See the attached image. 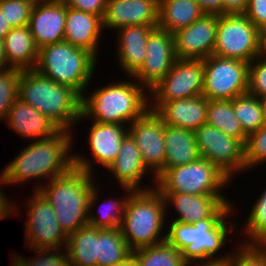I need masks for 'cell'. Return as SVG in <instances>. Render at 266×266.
<instances>
[{
	"instance_id": "6da1fadb",
	"label": "cell",
	"mask_w": 266,
	"mask_h": 266,
	"mask_svg": "<svg viewBox=\"0 0 266 266\" xmlns=\"http://www.w3.org/2000/svg\"><path fill=\"white\" fill-rule=\"evenodd\" d=\"M73 134L60 130L51 137L32 140L0 173L4 184L16 186L44 178L47 181L65 174L74 166Z\"/></svg>"
},
{
	"instance_id": "7a4b0ae2",
	"label": "cell",
	"mask_w": 266,
	"mask_h": 266,
	"mask_svg": "<svg viewBox=\"0 0 266 266\" xmlns=\"http://www.w3.org/2000/svg\"><path fill=\"white\" fill-rule=\"evenodd\" d=\"M129 78L130 81L120 79V82L97 87L87 94L88 97L84 94L81 123L84 119H91L98 123L129 126L142 117L150 109L149 91L132 76Z\"/></svg>"
},
{
	"instance_id": "3957f363",
	"label": "cell",
	"mask_w": 266,
	"mask_h": 266,
	"mask_svg": "<svg viewBox=\"0 0 266 266\" xmlns=\"http://www.w3.org/2000/svg\"><path fill=\"white\" fill-rule=\"evenodd\" d=\"M18 98L52 120L61 130L73 131L82 115V96L35 69L22 70Z\"/></svg>"
},
{
	"instance_id": "277c9868",
	"label": "cell",
	"mask_w": 266,
	"mask_h": 266,
	"mask_svg": "<svg viewBox=\"0 0 266 266\" xmlns=\"http://www.w3.org/2000/svg\"><path fill=\"white\" fill-rule=\"evenodd\" d=\"M94 175L73 166L65 174L47 181L46 185L40 182L32 189L39 190L52 205L60 228L67 237L88 225L89 197L97 183Z\"/></svg>"
},
{
	"instance_id": "5b68a950",
	"label": "cell",
	"mask_w": 266,
	"mask_h": 266,
	"mask_svg": "<svg viewBox=\"0 0 266 266\" xmlns=\"http://www.w3.org/2000/svg\"><path fill=\"white\" fill-rule=\"evenodd\" d=\"M230 219L205 218L194 224L170 221L168 222L170 225H167L168 229H165L167 230L166 241L182 252L188 264L228 260L231 253L219 252L227 244L229 238L227 236L238 227V223L233 221L229 223Z\"/></svg>"
},
{
	"instance_id": "8992f818",
	"label": "cell",
	"mask_w": 266,
	"mask_h": 266,
	"mask_svg": "<svg viewBox=\"0 0 266 266\" xmlns=\"http://www.w3.org/2000/svg\"><path fill=\"white\" fill-rule=\"evenodd\" d=\"M166 213L165 199L156 188L129 194L119 229L131 251L166 241Z\"/></svg>"
},
{
	"instance_id": "52a82bcc",
	"label": "cell",
	"mask_w": 266,
	"mask_h": 266,
	"mask_svg": "<svg viewBox=\"0 0 266 266\" xmlns=\"http://www.w3.org/2000/svg\"><path fill=\"white\" fill-rule=\"evenodd\" d=\"M97 59L91 52L61 41L39 49L35 70L83 96L93 80Z\"/></svg>"
},
{
	"instance_id": "ba28073f",
	"label": "cell",
	"mask_w": 266,
	"mask_h": 266,
	"mask_svg": "<svg viewBox=\"0 0 266 266\" xmlns=\"http://www.w3.org/2000/svg\"><path fill=\"white\" fill-rule=\"evenodd\" d=\"M232 180L216 165L199 157L192 163L164 170L156 178L159 192H176L191 195H224L223 189Z\"/></svg>"
},
{
	"instance_id": "9c48e42d",
	"label": "cell",
	"mask_w": 266,
	"mask_h": 266,
	"mask_svg": "<svg viewBox=\"0 0 266 266\" xmlns=\"http://www.w3.org/2000/svg\"><path fill=\"white\" fill-rule=\"evenodd\" d=\"M262 53V32L246 13L218 15L213 55L250 63Z\"/></svg>"
},
{
	"instance_id": "30bf717a",
	"label": "cell",
	"mask_w": 266,
	"mask_h": 266,
	"mask_svg": "<svg viewBox=\"0 0 266 266\" xmlns=\"http://www.w3.org/2000/svg\"><path fill=\"white\" fill-rule=\"evenodd\" d=\"M204 60L202 95L208 100H232L248 91L249 63L211 55Z\"/></svg>"
},
{
	"instance_id": "8fae6325",
	"label": "cell",
	"mask_w": 266,
	"mask_h": 266,
	"mask_svg": "<svg viewBox=\"0 0 266 266\" xmlns=\"http://www.w3.org/2000/svg\"><path fill=\"white\" fill-rule=\"evenodd\" d=\"M194 133L200 157L216 165L231 180L235 174L246 172L244 144L239 139L208 124L201 125Z\"/></svg>"
},
{
	"instance_id": "7c38bea8",
	"label": "cell",
	"mask_w": 266,
	"mask_h": 266,
	"mask_svg": "<svg viewBox=\"0 0 266 266\" xmlns=\"http://www.w3.org/2000/svg\"><path fill=\"white\" fill-rule=\"evenodd\" d=\"M35 192V193H34ZM26 202L25 240L29 249L66 248L67 236L62 232L52 205L39 190Z\"/></svg>"
},
{
	"instance_id": "4fadbf2b",
	"label": "cell",
	"mask_w": 266,
	"mask_h": 266,
	"mask_svg": "<svg viewBox=\"0 0 266 266\" xmlns=\"http://www.w3.org/2000/svg\"><path fill=\"white\" fill-rule=\"evenodd\" d=\"M204 60L179 59L171 70L150 91V103H166L202 95Z\"/></svg>"
},
{
	"instance_id": "5bb4252c",
	"label": "cell",
	"mask_w": 266,
	"mask_h": 266,
	"mask_svg": "<svg viewBox=\"0 0 266 266\" xmlns=\"http://www.w3.org/2000/svg\"><path fill=\"white\" fill-rule=\"evenodd\" d=\"M163 120L152 110L134 120L129 126V135L140 150L143 163L153 181L164 171L165 144Z\"/></svg>"
},
{
	"instance_id": "9a60e30c",
	"label": "cell",
	"mask_w": 266,
	"mask_h": 266,
	"mask_svg": "<svg viewBox=\"0 0 266 266\" xmlns=\"http://www.w3.org/2000/svg\"><path fill=\"white\" fill-rule=\"evenodd\" d=\"M89 127V151L90 158L78 153L73 155L74 166L93 174V165L96 164L103 166L107 169L109 165L115 160L120 150V146L125 137L129 134L127 125L122 124H109L91 122ZM91 159V160H90ZM95 162V163H93Z\"/></svg>"
},
{
	"instance_id": "2e32d148",
	"label": "cell",
	"mask_w": 266,
	"mask_h": 266,
	"mask_svg": "<svg viewBox=\"0 0 266 266\" xmlns=\"http://www.w3.org/2000/svg\"><path fill=\"white\" fill-rule=\"evenodd\" d=\"M176 60L173 34L157 26L148 37L143 65L132 77L150 91L171 70Z\"/></svg>"
},
{
	"instance_id": "e0dca14e",
	"label": "cell",
	"mask_w": 266,
	"mask_h": 266,
	"mask_svg": "<svg viewBox=\"0 0 266 266\" xmlns=\"http://www.w3.org/2000/svg\"><path fill=\"white\" fill-rule=\"evenodd\" d=\"M166 206L177 213L172 221L194 224L205 218H228L233 216V203L225 195H191L176 192H159Z\"/></svg>"
},
{
	"instance_id": "ac0fdd59",
	"label": "cell",
	"mask_w": 266,
	"mask_h": 266,
	"mask_svg": "<svg viewBox=\"0 0 266 266\" xmlns=\"http://www.w3.org/2000/svg\"><path fill=\"white\" fill-rule=\"evenodd\" d=\"M218 15L204 14L189 26L176 31L174 45L179 59H206L213 55Z\"/></svg>"
},
{
	"instance_id": "d6986e66",
	"label": "cell",
	"mask_w": 266,
	"mask_h": 266,
	"mask_svg": "<svg viewBox=\"0 0 266 266\" xmlns=\"http://www.w3.org/2000/svg\"><path fill=\"white\" fill-rule=\"evenodd\" d=\"M66 5L62 0H42L34 3L29 28L38 49L63 41Z\"/></svg>"
},
{
	"instance_id": "ffe728a7",
	"label": "cell",
	"mask_w": 266,
	"mask_h": 266,
	"mask_svg": "<svg viewBox=\"0 0 266 266\" xmlns=\"http://www.w3.org/2000/svg\"><path fill=\"white\" fill-rule=\"evenodd\" d=\"M159 0H106L102 26L118 30L132 25H158Z\"/></svg>"
},
{
	"instance_id": "44dd1931",
	"label": "cell",
	"mask_w": 266,
	"mask_h": 266,
	"mask_svg": "<svg viewBox=\"0 0 266 266\" xmlns=\"http://www.w3.org/2000/svg\"><path fill=\"white\" fill-rule=\"evenodd\" d=\"M208 99L203 95L166 103H150L165 125L195 131L206 124Z\"/></svg>"
},
{
	"instance_id": "7402d4cb",
	"label": "cell",
	"mask_w": 266,
	"mask_h": 266,
	"mask_svg": "<svg viewBox=\"0 0 266 266\" xmlns=\"http://www.w3.org/2000/svg\"><path fill=\"white\" fill-rule=\"evenodd\" d=\"M103 30L100 16L66 6L63 41L85 49L98 57Z\"/></svg>"
},
{
	"instance_id": "603a6c76",
	"label": "cell",
	"mask_w": 266,
	"mask_h": 266,
	"mask_svg": "<svg viewBox=\"0 0 266 266\" xmlns=\"http://www.w3.org/2000/svg\"><path fill=\"white\" fill-rule=\"evenodd\" d=\"M115 181L121 187L131 188L135 190H149L156 187L155 182L145 187L142 183L143 175L145 177L148 169L143 163L141 153L133 138L128 134L122 141L120 150L115 160L107 168Z\"/></svg>"
},
{
	"instance_id": "cb8c5ba5",
	"label": "cell",
	"mask_w": 266,
	"mask_h": 266,
	"mask_svg": "<svg viewBox=\"0 0 266 266\" xmlns=\"http://www.w3.org/2000/svg\"><path fill=\"white\" fill-rule=\"evenodd\" d=\"M157 26L132 25L117 30L116 59L127 77L132 76L143 65L148 37Z\"/></svg>"
},
{
	"instance_id": "d4e9b609",
	"label": "cell",
	"mask_w": 266,
	"mask_h": 266,
	"mask_svg": "<svg viewBox=\"0 0 266 266\" xmlns=\"http://www.w3.org/2000/svg\"><path fill=\"white\" fill-rule=\"evenodd\" d=\"M5 122L10 129L28 141L48 138L61 130L47 116L19 98L9 109Z\"/></svg>"
},
{
	"instance_id": "484cf974",
	"label": "cell",
	"mask_w": 266,
	"mask_h": 266,
	"mask_svg": "<svg viewBox=\"0 0 266 266\" xmlns=\"http://www.w3.org/2000/svg\"><path fill=\"white\" fill-rule=\"evenodd\" d=\"M164 170L196 161L200 155L194 131L164 125Z\"/></svg>"
},
{
	"instance_id": "4316f807",
	"label": "cell",
	"mask_w": 266,
	"mask_h": 266,
	"mask_svg": "<svg viewBox=\"0 0 266 266\" xmlns=\"http://www.w3.org/2000/svg\"><path fill=\"white\" fill-rule=\"evenodd\" d=\"M7 65L20 70L35 69L38 52L29 26L14 27L3 38Z\"/></svg>"
},
{
	"instance_id": "83f0119b",
	"label": "cell",
	"mask_w": 266,
	"mask_h": 266,
	"mask_svg": "<svg viewBox=\"0 0 266 266\" xmlns=\"http://www.w3.org/2000/svg\"><path fill=\"white\" fill-rule=\"evenodd\" d=\"M158 27L174 34L205 13L196 0H159Z\"/></svg>"
},
{
	"instance_id": "f1b7e54d",
	"label": "cell",
	"mask_w": 266,
	"mask_h": 266,
	"mask_svg": "<svg viewBox=\"0 0 266 266\" xmlns=\"http://www.w3.org/2000/svg\"><path fill=\"white\" fill-rule=\"evenodd\" d=\"M98 185H94L93 190L89 197V204H88V217L87 222L90 226L96 227V228H105V229H116L120 227L122 217L124 215V209L126 205V201L129 197V194L133 191L131 188L128 187H122L126 193V196H123V198L119 197L114 198H108L105 202L100 204V209L97 213H93V207L96 206L99 200V196L101 194L100 191H98ZM128 194V195H127ZM111 199V200H109ZM96 203V204H95ZM106 203V204H105ZM102 206V207H101ZM95 214V215H94Z\"/></svg>"
},
{
	"instance_id": "f546056e",
	"label": "cell",
	"mask_w": 266,
	"mask_h": 266,
	"mask_svg": "<svg viewBox=\"0 0 266 266\" xmlns=\"http://www.w3.org/2000/svg\"><path fill=\"white\" fill-rule=\"evenodd\" d=\"M98 228L89 224L67 237L70 266H97Z\"/></svg>"
},
{
	"instance_id": "4dcf8cb0",
	"label": "cell",
	"mask_w": 266,
	"mask_h": 266,
	"mask_svg": "<svg viewBox=\"0 0 266 266\" xmlns=\"http://www.w3.org/2000/svg\"><path fill=\"white\" fill-rule=\"evenodd\" d=\"M206 124L245 144L247 134L234 115L232 100H208Z\"/></svg>"
},
{
	"instance_id": "1f68e13d",
	"label": "cell",
	"mask_w": 266,
	"mask_h": 266,
	"mask_svg": "<svg viewBox=\"0 0 266 266\" xmlns=\"http://www.w3.org/2000/svg\"><path fill=\"white\" fill-rule=\"evenodd\" d=\"M131 253L119 228H98L97 266H112L123 261Z\"/></svg>"
},
{
	"instance_id": "d6a6232c",
	"label": "cell",
	"mask_w": 266,
	"mask_h": 266,
	"mask_svg": "<svg viewBox=\"0 0 266 266\" xmlns=\"http://www.w3.org/2000/svg\"><path fill=\"white\" fill-rule=\"evenodd\" d=\"M137 266H188L182 252L167 241L132 251Z\"/></svg>"
},
{
	"instance_id": "836d02e7",
	"label": "cell",
	"mask_w": 266,
	"mask_h": 266,
	"mask_svg": "<svg viewBox=\"0 0 266 266\" xmlns=\"http://www.w3.org/2000/svg\"><path fill=\"white\" fill-rule=\"evenodd\" d=\"M232 106L234 115L247 135L259 130L266 123L260 98L246 93L232 99Z\"/></svg>"
},
{
	"instance_id": "e575fe53",
	"label": "cell",
	"mask_w": 266,
	"mask_h": 266,
	"mask_svg": "<svg viewBox=\"0 0 266 266\" xmlns=\"http://www.w3.org/2000/svg\"><path fill=\"white\" fill-rule=\"evenodd\" d=\"M250 208L248 218L246 217L247 220L242 224L245 227L241 229L245 233L243 238H247L239 243L243 245H257L266 238V188Z\"/></svg>"
},
{
	"instance_id": "d590c367",
	"label": "cell",
	"mask_w": 266,
	"mask_h": 266,
	"mask_svg": "<svg viewBox=\"0 0 266 266\" xmlns=\"http://www.w3.org/2000/svg\"><path fill=\"white\" fill-rule=\"evenodd\" d=\"M21 71L9 67L0 70V120L6 119L9 109L18 99Z\"/></svg>"
},
{
	"instance_id": "8d00e7d4",
	"label": "cell",
	"mask_w": 266,
	"mask_h": 266,
	"mask_svg": "<svg viewBox=\"0 0 266 266\" xmlns=\"http://www.w3.org/2000/svg\"><path fill=\"white\" fill-rule=\"evenodd\" d=\"M245 170L266 163V123L257 131L247 135L244 144Z\"/></svg>"
},
{
	"instance_id": "74e56055",
	"label": "cell",
	"mask_w": 266,
	"mask_h": 266,
	"mask_svg": "<svg viewBox=\"0 0 266 266\" xmlns=\"http://www.w3.org/2000/svg\"><path fill=\"white\" fill-rule=\"evenodd\" d=\"M34 3L32 0H0V11L12 28L28 26Z\"/></svg>"
},
{
	"instance_id": "f35d334b",
	"label": "cell",
	"mask_w": 266,
	"mask_h": 266,
	"mask_svg": "<svg viewBox=\"0 0 266 266\" xmlns=\"http://www.w3.org/2000/svg\"><path fill=\"white\" fill-rule=\"evenodd\" d=\"M63 248H36L32 249L36 252V257L32 258H23L18 255L26 264V266H70V261L68 258V253Z\"/></svg>"
},
{
	"instance_id": "ab89813d",
	"label": "cell",
	"mask_w": 266,
	"mask_h": 266,
	"mask_svg": "<svg viewBox=\"0 0 266 266\" xmlns=\"http://www.w3.org/2000/svg\"><path fill=\"white\" fill-rule=\"evenodd\" d=\"M247 93L257 98L266 95V57L262 54L249 63Z\"/></svg>"
},
{
	"instance_id": "60d3db41",
	"label": "cell",
	"mask_w": 266,
	"mask_h": 266,
	"mask_svg": "<svg viewBox=\"0 0 266 266\" xmlns=\"http://www.w3.org/2000/svg\"><path fill=\"white\" fill-rule=\"evenodd\" d=\"M236 245L230 251V266H266V255L257 245Z\"/></svg>"
},
{
	"instance_id": "b9f144b4",
	"label": "cell",
	"mask_w": 266,
	"mask_h": 266,
	"mask_svg": "<svg viewBox=\"0 0 266 266\" xmlns=\"http://www.w3.org/2000/svg\"><path fill=\"white\" fill-rule=\"evenodd\" d=\"M245 13L261 32L266 29V0H249Z\"/></svg>"
},
{
	"instance_id": "7bdbcfd3",
	"label": "cell",
	"mask_w": 266,
	"mask_h": 266,
	"mask_svg": "<svg viewBox=\"0 0 266 266\" xmlns=\"http://www.w3.org/2000/svg\"><path fill=\"white\" fill-rule=\"evenodd\" d=\"M68 7H72L84 12L96 14L101 18L106 8V0H62Z\"/></svg>"
},
{
	"instance_id": "ee69618b",
	"label": "cell",
	"mask_w": 266,
	"mask_h": 266,
	"mask_svg": "<svg viewBox=\"0 0 266 266\" xmlns=\"http://www.w3.org/2000/svg\"><path fill=\"white\" fill-rule=\"evenodd\" d=\"M4 182L2 179V175H0V220L2 219H7L8 217H13L17 216V214L19 213V209L17 208L18 206L16 204H14L13 201H10V199L6 198L7 196H5V192L2 191ZM17 211V212H16Z\"/></svg>"
},
{
	"instance_id": "f6af8a7d",
	"label": "cell",
	"mask_w": 266,
	"mask_h": 266,
	"mask_svg": "<svg viewBox=\"0 0 266 266\" xmlns=\"http://www.w3.org/2000/svg\"><path fill=\"white\" fill-rule=\"evenodd\" d=\"M205 14L223 15V0H196Z\"/></svg>"
},
{
	"instance_id": "bcb514c9",
	"label": "cell",
	"mask_w": 266,
	"mask_h": 266,
	"mask_svg": "<svg viewBox=\"0 0 266 266\" xmlns=\"http://www.w3.org/2000/svg\"><path fill=\"white\" fill-rule=\"evenodd\" d=\"M249 0H223V15L228 13H245Z\"/></svg>"
},
{
	"instance_id": "7dc6e473",
	"label": "cell",
	"mask_w": 266,
	"mask_h": 266,
	"mask_svg": "<svg viewBox=\"0 0 266 266\" xmlns=\"http://www.w3.org/2000/svg\"><path fill=\"white\" fill-rule=\"evenodd\" d=\"M188 266H230V258L228 260H212L206 262L190 263Z\"/></svg>"
},
{
	"instance_id": "c3c4849f",
	"label": "cell",
	"mask_w": 266,
	"mask_h": 266,
	"mask_svg": "<svg viewBox=\"0 0 266 266\" xmlns=\"http://www.w3.org/2000/svg\"><path fill=\"white\" fill-rule=\"evenodd\" d=\"M12 27L7 23L4 14L0 11V38H4L10 31Z\"/></svg>"
},
{
	"instance_id": "681fc988",
	"label": "cell",
	"mask_w": 266,
	"mask_h": 266,
	"mask_svg": "<svg viewBox=\"0 0 266 266\" xmlns=\"http://www.w3.org/2000/svg\"><path fill=\"white\" fill-rule=\"evenodd\" d=\"M112 266H137L136 257L133 253H131L123 261L115 263Z\"/></svg>"
},
{
	"instance_id": "f907efd6",
	"label": "cell",
	"mask_w": 266,
	"mask_h": 266,
	"mask_svg": "<svg viewBox=\"0 0 266 266\" xmlns=\"http://www.w3.org/2000/svg\"><path fill=\"white\" fill-rule=\"evenodd\" d=\"M9 68L6 61L3 39L0 38V70Z\"/></svg>"
},
{
	"instance_id": "816d5d0a",
	"label": "cell",
	"mask_w": 266,
	"mask_h": 266,
	"mask_svg": "<svg viewBox=\"0 0 266 266\" xmlns=\"http://www.w3.org/2000/svg\"><path fill=\"white\" fill-rule=\"evenodd\" d=\"M17 254L18 253L14 254L13 256L15 257L11 258L12 260L11 265L12 266H26L25 262Z\"/></svg>"
},
{
	"instance_id": "f5cc1de1",
	"label": "cell",
	"mask_w": 266,
	"mask_h": 266,
	"mask_svg": "<svg viewBox=\"0 0 266 266\" xmlns=\"http://www.w3.org/2000/svg\"><path fill=\"white\" fill-rule=\"evenodd\" d=\"M266 57V29L262 32V53Z\"/></svg>"
},
{
	"instance_id": "db71d44e",
	"label": "cell",
	"mask_w": 266,
	"mask_h": 266,
	"mask_svg": "<svg viewBox=\"0 0 266 266\" xmlns=\"http://www.w3.org/2000/svg\"><path fill=\"white\" fill-rule=\"evenodd\" d=\"M261 100V105H262V111L264 115V120L266 122V95L260 98Z\"/></svg>"
},
{
	"instance_id": "11a10c76",
	"label": "cell",
	"mask_w": 266,
	"mask_h": 266,
	"mask_svg": "<svg viewBox=\"0 0 266 266\" xmlns=\"http://www.w3.org/2000/svg\"><path fill=\"white\" fill-rule=\"evenodd\" d=\"M257 246L262 250V252L266 255V238L261 240Z\"/></svg>"
},
{
	"instance_id": "9f6ffc18",
	"label": "cell",
	"mask_w": 266,
	"mask_h": 266,
	"mask_svg": "<svg viewBox=\"0 0 266 266\" xmlns=\"http://www.w3.org/2000/svg\"><path fill=\"white\" fill-rule=\"evenodd\" d=\"M32 1L36 3V2H39V1H42V0H32Z\"/></svg>"
}]
</instances>
